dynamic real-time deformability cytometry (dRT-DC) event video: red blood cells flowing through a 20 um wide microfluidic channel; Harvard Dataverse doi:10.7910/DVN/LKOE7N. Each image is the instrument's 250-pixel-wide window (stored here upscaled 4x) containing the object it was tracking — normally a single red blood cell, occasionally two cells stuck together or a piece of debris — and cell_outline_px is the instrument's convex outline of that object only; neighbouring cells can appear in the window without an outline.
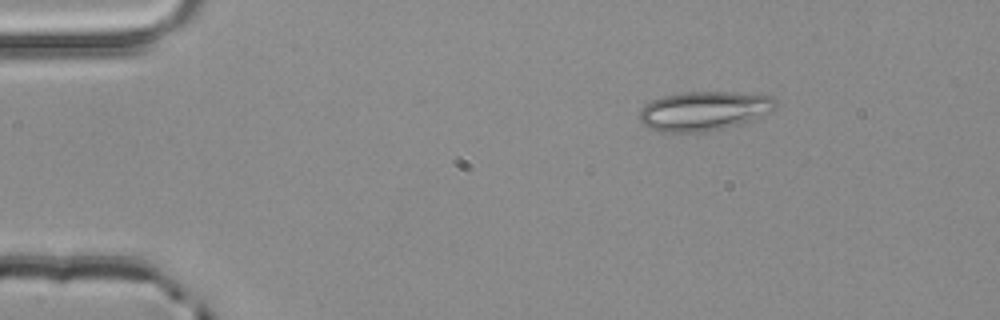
{"species": "common noctule bat (a hibernating species)", "species_latin": "Nyctalus noctula", "temperature_condition": "room temperature", "stored_images_in_passage": 2, "camera_frame_rate_fps": 3000, "um_per_image_px": 0.085, "animal": {"sex": "male", "body_mass_g": 20.4}, "frame": {"image": 1, "passage_image": 1, "time_ms": 0.0, "image_size_px": [1000, 320], "cell_outline_px": [[780, 104], [772, 112], [740, 124], [724, 128], [700, 132], [664, 132], [648, 128], [640, 124], [640, 108], [652, 100], [664, 96], [680, 92], [764, 92], [772, 96]], "centroid_in_image_um": [59.91, 9.4], "position_along_channel_um": 25.1, "area_um2": 31.85}}